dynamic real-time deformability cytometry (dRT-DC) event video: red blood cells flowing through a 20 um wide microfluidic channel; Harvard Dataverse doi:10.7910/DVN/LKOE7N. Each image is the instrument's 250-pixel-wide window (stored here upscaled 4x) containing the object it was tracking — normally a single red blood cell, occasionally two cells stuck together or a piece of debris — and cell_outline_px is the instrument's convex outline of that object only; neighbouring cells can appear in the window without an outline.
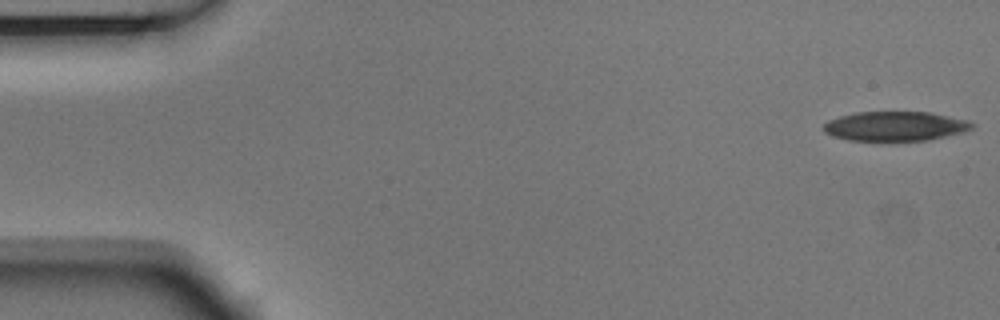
{"species": "Egyptian fruit bat (a non-hibernating species)", "species_latin": "Rousettus aegyptiacus", "temperature_condition": "room temperature", "stored_images_in_passage": 5, "camera_frame_rate_fps": 3000, "um_per_image_px": 0.085, "animal": {"sex": "male"}, "frame": {"image": 1, "passage_image": 1, "time_ms": 0.0, "image_size_px": [1000, 320], "cell_outline_px": [[976, 124], [972, 128], [964, 132], [928, 140], [848, 140], [832, 136], [824, 132], [820, 128], [828, 120], [840, 116], [856, 112], [928, 112], [968, 120]], "centroid_in_image_um": [76.07, 10.72], "position_along_channel_um": 8.9, "area_um2": 25.49}}
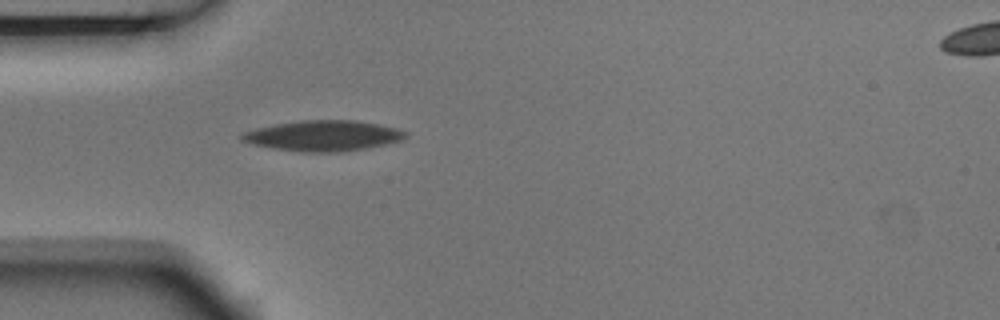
{"frame": {"image": 2, "passage_image": 5, "time_ms": 1.333, "image_size_px": [1000, 320], "cell_outline_px": [[408, 136], [404, 140], [388, 144], [368, 148], [340, 152], [300, 152], [272, 148], [252, 144], [240, 140], [240, 136], [244, 132], [256, 128], [276, 124], [300, 120], [356, 120], [396, 128], [408, 132]], "centroid_in_image_um": [27.51, 11.54], "position_along_channel_um": 57.5, "area_um2": 29.36}}